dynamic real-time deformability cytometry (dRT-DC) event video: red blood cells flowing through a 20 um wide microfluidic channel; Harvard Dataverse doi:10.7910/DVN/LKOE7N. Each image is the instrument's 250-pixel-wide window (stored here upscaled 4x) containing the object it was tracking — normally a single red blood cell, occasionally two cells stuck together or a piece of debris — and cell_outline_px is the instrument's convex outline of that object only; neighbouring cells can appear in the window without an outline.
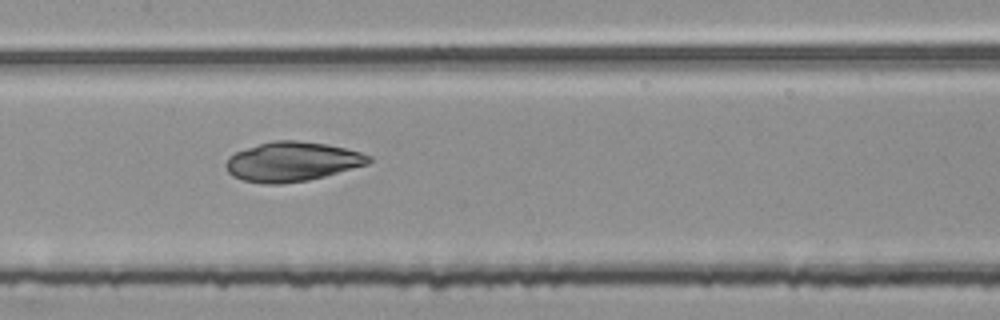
{"species": "common noctule bat (a hibernating species)", "species_latin": "Nyctalus noctula", "temperature_condition": "room temperature", "stored_images_in_passage": 53, "camera_frame_rate_fps": 3000, "um_per_image_px": 0.085, "animal": {"sex": "female", "body_mass_g": 25.1}, "frame": {"image": 1, "passage_image": 26, "time_ms": 8.333, "image_size_px": [1000, 320], "cell_outline_px": [[372, 160], [368, 164], [324, 176], [308, 180], [280, 184], [264, 184], [244, 180], [232, 176], [228, 172], [224, 164], [228, 156], [236, 152], [272, 140], [296, 140], [328, 144], [360, 152], [372, 156]], "centroid_in_image_um": [24.82, 13.74], "position_along_channel_um": 182.6, "area_um2": 32.83}}
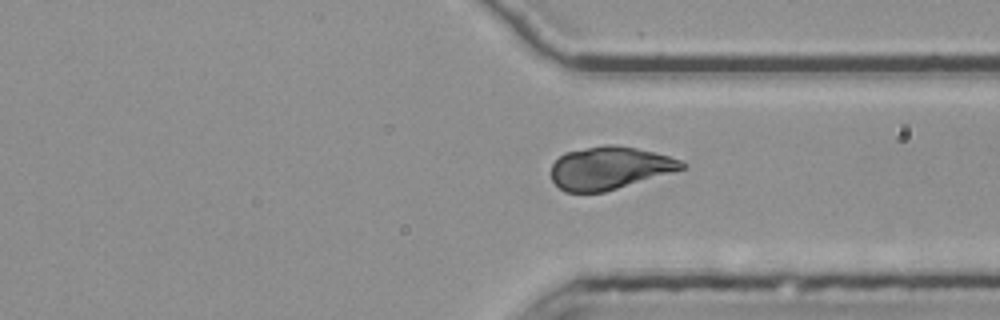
{"frame": {"image": 2, "passage_image": 40, "time_ms": 13.0, "image_size_px": [1000, 320], "cell_outline_px": [[688, 168], [604, 192], [564, 192], [552, 180], [552, 164], [564, 152], [604, 144], [612, 144], [636, 148], [668, 156], [680, 160], [688, 164]], "centroid_in_image_um": [51.83, 14.28], "position_along_channel_um": 359.6, "area_um2": 32.54}}
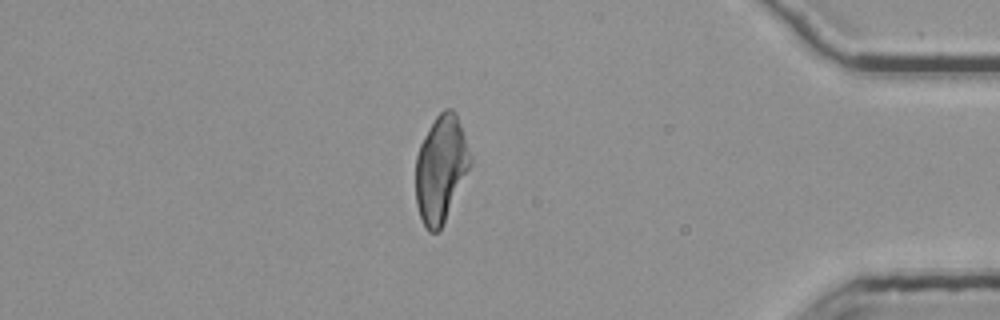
{"frame": {"image": 3, "passage_image": 46, "time_ms": 15.0, "image_size_px": [1000, 320], "cell_outline_px": [[472, 164], [440, 228], [436, 232], [428, 232], [420, 216], [416, 204], [416, 156], [420, 144], [424, 136], [436, 116], [444, 108], [452, 108], [456, 112], [472, 156]], "centroid_in_image_um": [37.48, 14.3], "position_along_channel_um": 397.7, "area_um2": 33.7}}